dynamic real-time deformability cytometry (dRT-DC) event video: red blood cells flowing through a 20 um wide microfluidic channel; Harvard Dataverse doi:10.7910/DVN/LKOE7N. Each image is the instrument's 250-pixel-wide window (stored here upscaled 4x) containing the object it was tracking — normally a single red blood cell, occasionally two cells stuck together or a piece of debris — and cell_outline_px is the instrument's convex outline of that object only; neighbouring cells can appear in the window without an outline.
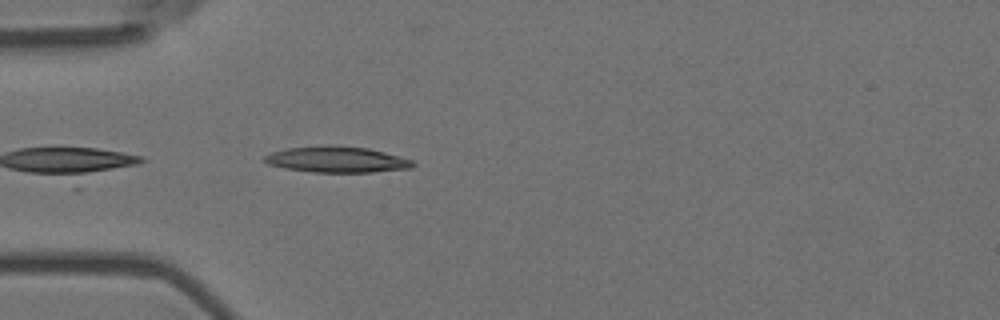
{"species": "Egyptian fruit bat (a non-hibernating species)", "species_latin": "Rousettus aegyptiacus", "temperature_condition": "room temperature", "stored_images_in_passage": 3, "camera_frame_rate_fps": 3000, "um_per_image_px": 0.085, "animal": {"sex": "female"}, "frame": {"image": 1, "passage_image": 3, "time_ms": 0.667, "image_size_px": [1000, 320], "cell_outline_px": [[416, 164], [412, 168], [372, 172], [312, 172], [284, 168], [268, 164], [264, 160], [264, 156], [272, 152], [288, 148], [328, 144], [336, 144], [368, 148], [400, 156], [412, 160]], "centroid_in_image_um": [28.64, 13.54], "position_along_channel_um": 56.4, "area_um2": 22.72}}